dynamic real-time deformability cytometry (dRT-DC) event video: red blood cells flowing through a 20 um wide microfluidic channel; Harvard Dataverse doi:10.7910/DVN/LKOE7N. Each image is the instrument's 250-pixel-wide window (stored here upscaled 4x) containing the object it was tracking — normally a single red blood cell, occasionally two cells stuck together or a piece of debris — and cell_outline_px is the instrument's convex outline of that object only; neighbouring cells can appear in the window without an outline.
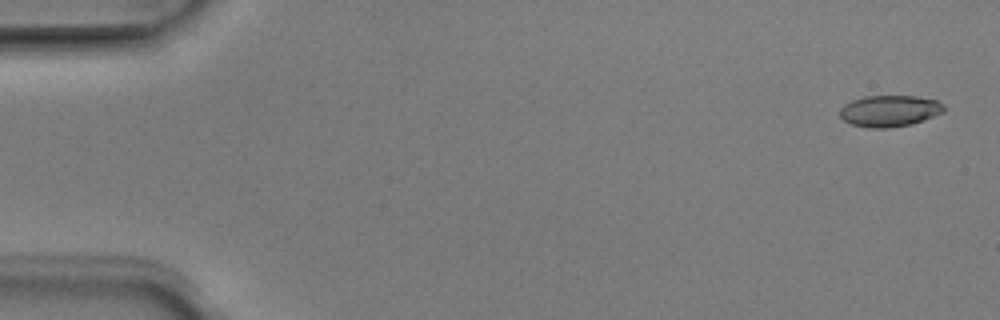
{"species": "Egyptian fruit bat (a non-hibernating species)", "species_latin": "Rousettus aegyptiacus", "temperature_condition": "room temperature", "stored_images_in_passage": 6, "camera_frame_rate_fps": 3000, "um_per_image_px": 0.085, "animal": {"sex": "male"}, "frame": {"image": 1, "passage_image": 1, "time_ms": 0.0, "image_size_px": [1000, 320], "cell_outline_px": [[944, 112], [912, 124], [888, 128], [868, 128], [852, 124], [844, 120], [840, 116], [840, 108], [844, 104], [852, 100], [864, 96], [916, 96], [936, 100], [944, 104]], "centroid_in_image_um": [75.6, 9.43], "position_along_channel_um": 9.4, "area_um2": 19.07}}
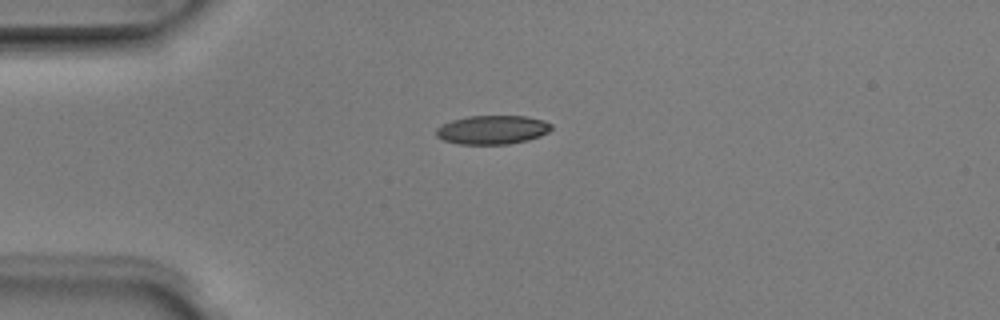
{"frame": {"image": 2, "passage_image": 4, "time_ms": 1.0, "image_size_px": [1000, 320], "cell_outline_px": [[552, 128], [548, 132], [540, 136], [528, 140], [508, 144], [460, 144], [444, 140], [436, 136], [436, 128], [452, 120], [468, 116], [528, 116], [544, 120], [552, 124]], "centroid_in_image_um": [41.88, 11.03], "position_along_channel_um": 43.1, "area_um2": 19.36}}
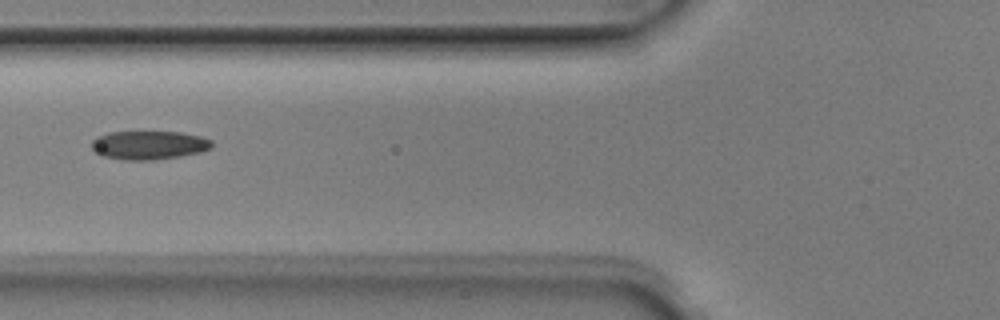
{"frame": {"image": 3, "passage_image": 6, "time_ms": 1.667, "image_size_px": [1000, 320], "cell_outline_px": [[212, 148], [200, 152], [180, 156], [152, 160], [124, 160], [104, 156], [96, 152], [92, 148], [92, 140], [96, 136], [108, 132], [180, 132], [200, 136], [212, 140]], "centroid_in_image_um": [12.65, 12.33], "position_along_channel_um": 113.1, "area_um2": 20.06}}